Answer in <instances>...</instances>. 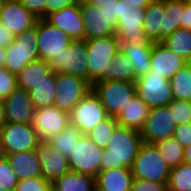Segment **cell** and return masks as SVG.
Returning a JSON list of instances; mask_svg holds the SVG:
<instances>
[{"mask_svg": "<svg viewBox=\"0 0 191 191\" xmlns=\"http://www.w3.org/2000/svg\"><path fill=\"white\" fill-rule=\"evenodd\" d=\"M170 169L154 144L143 143L131 172L134 179L168 182Z\"/></svg>", "mask_w": 191, "mask_h": 191, "instance_id": "obj_5", "label": "cell"}, {"mask_svg": "<svg viewBox=\"0 0 191 191\" xmlns=\"http://www.w3.org/2000/svg\"><path fill=\"white\" fill-rule=\"evenodd\" d=\"M0 137L6 155L34 150L40 142L32 123L7 122L0 129Z\"/></svg>", "mask_w": 191, "mask_h": 191, "instance_id": "obj_9", "label": "cell"}, {"mask_svg": "<svg viewBox=\"0 0 191 191\" xmlns=\"http://www.w3.org/2000/svg\"><path fill=\"white\" fill-rule=\"evenodd\" d=\"M167 186L168 191H191V164L183 162L171 168Z\"/></svg>", "mask_w": 191, "mask_h": 191, "instance_id": "obj_36", "label": "cell"}, {"mask_svg": "<svg viewBox=\"0 0 191 191\" xmlns=\"http://www.w3.org/2000/svg\"><path fill=\"white\" fill-rule=\"evenodd\" d=\"M92 90L105 107L108 116L115 118L136 95V85L133 82H96L92 85Z\"/></svg>", "mask_w": 191, "mask_h": 191, "instance_id": "obj_4", "label": "cell"}, {"mask_svg": "<svg viewBox=\"0 0 191 191\" xmlns=\"http://www.w3.org/2000/svg\"><path fill=\"white\" fill-rule=\"evenodd\" d=\"M82 136L83 134L78 128L69 124L66 129L50 137L47 142L63 155L69 157Z\"/></svg>", "mask_w": 191, "mask_h": 191, "instance_id": "obj_32", "label": "cell"}, {"mask_svg": "<svg viewBox=\"0 0 191 191\" xmlns=\"http://www.w3.org/2000/svg\"><path fill=\"white\" fill-rule=\"evenodd\" d=\"M168 106L177 126L191 122V102L173 99Z\"/></svg>", "mask_w": 191, "mask_h": 191, "instance_id": "obj_39", "label": "cell"}, {"mask_svg": "<svg viewBox=\"0 0 191 191\" xmlns=\"http://www.w3.org/2000/svg\"><path fill=\"white\" fill-rule=\"evenodd\" d=\"M182 14L181 28L191 30V6L187 5L184 0V10Z\"/></svg>", "mask_w": 191, "mask_h": 191, "instance_id": "obj_48", "label": "cell"}, {"mask_svg": "<svg viewBox=\"0 0 191 191\" xmlns=\"http://www.w3.org/2000/svg\"><path fill=\"white\" fill-rule=\"evenodd\" d=\"M52 186L57 191H94L96 188L94 177L72 171L59 177Z\"/></svg>", "mask_w": 191, "mask_h": 191, "instance_id": "obj_30", "label": "cell"}, {"mask_svg": "<svg viewBox=\"0 0 191 191\" xmlns=\"http://www.w3.org/2000/svg\"><path fill=\"white\" fill-rule=\"evenodd\" d=\"M184 0H164L163 41L181 28Z\"/></svg>", "mask_w": 191, "mask_h": 191, "instance_id": "obj_31", "label": "cell"}, {"mask_svg": "<svg viewBox=\"0 0 191 191\" xmlns=\"http://www.w3.org/2000/svg\"><path fill=\"white\" fill-rule=\"evenodd\" d=\"M14 35L11 31L3 26V23L0 22V46L7 48L14 40Z\"/></svg>", "mask_w": 191, "mask_h": 191, "instance_id": "obj_47", "label": "cell"}, {"mask_svg": "<svg viewBox=\"0 0 191 191\" xmlns=\"http://www.w3.org/2000/svg\"><path fill=\"white\" fill-rule=\"evenodd\" d=\"M144 19L145 9L143 8L126 10L118 18L115 35L120 44H153L144 33Z\"/></svg>", "mask_w": 191, "mask_h": 191, "instance_id": "obj_15", "label": "cell"}, {"mask_svg": "<svg viewBox=\"0 0 191 191\" xmlns=\"http://www.w3.org/2000/svg\"><path fill=\"white\" fill-rule=\"evenodd\" d=\"M154 145L170 168L177 167L184 162V148L173 137L155 142Z\"/></svg>", "mask_w": 191, "mask_h": 191, "instance_id": "obj_35", "label": "cell"}, {"mask_svg": "<svg viewBox=\"0 0 191 191\" xmlns=\"http://www.w3.org/2000/svg\"><path fill=\"white\" fill-rule=\"evenodd\" d=\"M73 4H75L73 0H49L46 3V16Z\"/></svg>", "mask_w": 191, "mask_h": 191, "instance_id": "obj_46", "label": "cell"}, {"mask_svg": "<svg viewBox=\"0 0 191 191\" xmlns=\"http://www.w3.org/2000/svg\"><path fill=\"white\" fill-rule=\"evenodd\" d=\"M3 157H6V154H5L3 144H2V141H1V137H0V158H3Z\"/></svg>", "mask_w": 191, "mask_h": 191, "instance_id": "obj_54", "label": "cell"}, {"mask_svg": "<svg viewBox=\"0 0 191 191\" xmlns=\"http://www.w3.org/2000/svg\"><path fill=\"white\" fill-rule=\"evenodd\" d=\"M162 43L186 62L191 56V30L177 29Z\"/></svg>", "mask_w": 191, "mask_h": 191, "instance_id": "obj_33", "label": "cell"}, {"mask_svg": "<svg viewBox=\"0 0 191 191\" xmlns=\"http://www.w3.org/2000/svg\"><path fill=\"white\" fill-rule=\"evenodd\" d=\"M152 47L153 44H120V51L132 62L136 77L150 71Z\"/></svg>", "mask_w": 191, "mask_h": 191, "instance_id": "obj_26", "label": "cell"}, {"mask_svg": "<svg viewBox=\"0 0 191 191\" xmlns=\"http://www.w3.org/2000/svg\"><path fill=\"white\" fill-rule=\"evenodd\" d=\"M187 62L167 48L162 42H153L150 71L167 80L184 67Z\"/></svg>", "mask_w": 191, "mask_h": 191, "instance_id": "obj_21", "label": "cell"}, {"mask_svg": "<svg viewBox=\"0 0 191 191\" xmlns=\"http://www.w3.org/2000/svg\"><path fill=\"white\" fill-rule=\"evenodd\" d=\"M183 155L184 162L191 164V144L188 147L184 148Z\"/></svg>", "mask_w": 191, "mask_h": 191, "instance_id": "obj_52", "label": "cell"}, {"mask_svg": "<svg viewBox=\"0 0 191 191\" xmlns=\"http://www.w3.org/2000/svg\"><path fill=\"white\" fill-rule=\"evenodd\" d=\"M187 64L191 66V56H190V58L188 59Z\"/></svg>", "mask_w": 191, "mask_h": 191, "instance_id": "obj_59", "label": "cell"}, {"mask_svg": "<svg viewBox=\"0 0 191 191\" xmlns=\"http://www.w3.org/2000/svg\"><path fill=\"white\" fill-rule=\"evenodd\" d=\"M70 124V114L59 108L48 106L35 109L32 125L40 141H47L57 135Z\"/></svg>", "mask_w": 191, "mask_h": 191, "instance_id": "obj_14", "label": "cell"}, {"mask_svg": "<svg viewBox=\"0 0 191 191\" xmlns=\"http://www.w3.org/2000/svg\"><path fill=\"white\" fill-rule=\"evenodd\" d=\"M88 64V83L92 86L98 82L112 61L120 51V42L115 36L93 38L85 40Z\"/></svg>", "mask_w": 191, "mask_h": 191, "instance_id": "obj_2", "label": "cell"}, {"mask_svg": "<svg viewBox=\"0 0 191 191\" xmlns=\"http://www.w3.org/2000/svg\"><path fill=\"white\" fill-rule=\"evenodd\" d=\"M144 141L141 133L118 125L101 157V170L131 168Z\"/></svg>", "mask_w": 191, "mask_h": 191, "instance_id": "obj_1", "label": "cell"}, {"mask_svg": "<svg viewBox=\"0 0 191 191\" xmlns=\"http://www.w3.org/2000/svg\"><path fill=\"white\" fill-rule=\"evenodd\" d=\"M168 182L133 179L130 191H168Z\"/></svg>", "mask_w": 191, "mask_h": 191, "instance_id": "obj_43", "label": "cell"}, {"mask_svg": "<svg viewBox=\"0 0 191 191\" xmlns=\"http://www.w3.org/2000/svg\"><path fill=\"white\" fill-rule=\"evenodd\" d=\"M17 88L16 75L5 67L0 69V99L7 98Z\"/></svg>", "mask_w": 191, "mask_h": 191, "instance_id": "obj_41", "label": "cell"}, {"mask_svg": "<svg viewBox=\"0 0 191 191\" xmlns=\"http://www.w3.org/2000/svg\"><path fill=\"white\" fill-rule=\"evenodd\" d=\"M37 18L18 0H5L0 12V22L14 36L32 28Z\"/></svg>", "mask_w": 191, "mask_h": 191, "instance_id": "obj_18", "label": "cell"}, {"mask_svg": "<svg viewBox=\"0 0 191 191\" xmlns=\"http://www.w3.org/2000/svg\"><path fill=\"white\" fill-rule=\"evenodd\" d=\"M103 149L99 148L87 135H83L68 157L70 170L96 177L101 171Z\"/></svg>", "mask_w": 191, "mask_h": 191, "instance_id": "obj_11", "label": "cell"}, {"mask_svg": "<svg viewBox=\"0 0 191 191\" xmlns=\"http://www.w3.org/2000/svg\"><path fill=\"white\" fill-rule=\"evenodd\" d=\"M126 1L131 6V9H138V8L145 9L152 0H126Z\"/></svg>", "mask_w": 191, "mask_h": 191, "instance_id": "obj_49", "label": "cell"}, {"mask_svg": "<svg viewBox=\"0 0 191 191\" xmlns=\"http://www.w3.org/2000/svg\"><path fill=\"white\" fill-rule=\"evenodd\" d=\"M164 0H152L145 8L143 30L151 42L163 41Z\"/></svg>", "mask_w": 191, "mask_h": 191, "instance_id": "obj_25", "label": "cell"}, {"mask_svg": "<svg viewBox=\"0 0 191 191\" xmlns=\"http://www.w3.org/2000/svg\"><path fill=\"white\" fill-rule=\"evenodd\" d=\"M118 122L115 117H108L104 121L97 124L86 135L91 141H93L99 148L105 149L110 137L118 126Z\"/></svg>", "mask_w": 191, "mask_h": 191, "instance_id": "obj_37", "label": "cell"}, {"mask_svg": "<svg viewBox=\"0 0 191 191\" xmlns=\"http://www.w3.org/2000/svg\"><path fill=\"white\" fill-rule=\"evenodd\" d=\"M79 7L85 24V40L115 36L117 25L99 7L86 2Z\"/></svg>", "mask_w": 191, "mask_h": 191, "instance_id": "obj_19", "label": "cell"}, {"mask_svg": "<svg viewBox=\"0 0 191 191\" xmlns=\"http://www.w3.org/2000/svg\"><path fill=\"white\" fill-rule=\"evenodd\" d=\"M133 179L128 167L101 170L95 177V187L100 191H130Z\"/></svg>", "mask_w": 191, "mask_h": 191, "instance_id": "obj_22", "label": "cell"}, {"mask_svg": "<svg viewBox=\"0 0 191 191\" xmlns=\"http://www.w3.org/2000/svg\"><path fill=\"white\" fill-rule=\"evenodd\" d=\"M85 40H73L67 51L51 58L48 63L53 72L67 73L88 82V64Z\"/></svg>", "mask_w": 191, "mask_h": 191, "instance_id": "obj_8", "label": "cell"}, {"mask_svg": "<svg viewBox=\"0 0 191 191\" xmlns=\"http://www.w3.org/2000/svg\"><path fill=\"white\" fill-rule=\"evenodd\" d=\"M105 107L93 90H90L70 113V124L86 135L97 124L108 118Z\"/></svg>", "mask_w": 191, "mask_h": 191, "instance_id": "obj_10", "label": "cell"}, {"mask_svg": "<svg viewBox=\"0 0 191 191\" xmlns=\"http://www.w3.org/2000/svg\"><path fill=\"white\" fill-rule=\"evenodd\" d=\"M133 64L121 51L112 58L108 70L104 71L102 78L98 82L124 81L133 82L136 80Z\"/></svg>", "mask_w": 191, "mask_h": 191, "instance_id": "obj_27", "label": "cell"}, {"mask_svg": "<svg viewBox=\"0 0 191 191\" xmlns=\"http://www.w3.org/2000/svg\"><path fill=\"white\" fill-rule=\"evenodd\" d=\"M52 183L43 177H33L20 180L15 188V191H48Z\"/></svg>", "mask_w": 191, "mask_h": 191, "instance_id": "obj_40", "label": "cell"}, {"mask_svg": "<svg viewBox=\"0 0 191 191\" xmlns=\"http://www.w3.org/2000/svg\"><path fill=\"white\" fill-rule=\"evenodd\" d=\"M6 121L10 123H32L35 107L29 91L17 87L7 98L3 99Z\"/></svg>", "mask_w": 191, "mask_h": 191, "instance_id": "obj_20", "label": "cell"}, {"mask_svg": "<svg viewBox=\"0 0 191 191\" xmlns=\"http://www.w3.org/2000/svg\"><path fill=\"white\" fill-rule=\"evenodd\" d=\"M6 157L19 181L33 177H43L35 149L6 155Z\"/></svg>", "mask_w": 191, "mask_h": 191, "instance_id": "obj_24", "label": "cell"}, {"mask_svg": "<svg viewBox=\"0 0 191 191\" xmlns=\"http://www.w3.org/2000/svg\"><path fill=\"white\" fill-rule=\"evenodd\" d=\"M4 1H5V0H0V12H1L2 5H3Z\"/></svg>", "mask_w": 191, "mask_h": 191, "instance_id": "obj_56", "label": "cell"}, {"mask_svg": "<svg viewBox=\"0 0 191 191\" xmlns=\"http://www.w3.org/2000/svg\"><path fill=\"white\" fill-rule=\"evenodd\" d=\"M21 2L37 19L46 17V3L49 0H18Z\"/></svg>", "mask_w": 191, "mask_h": 191, "instance_id": "obj_44", "label": "cell"}, {"mask_svg": "<svg viewBox=\"0 0 191 191\" xmlns=\"http://www.w3.org/2000/svg\"><path fill=\"white\" fill-rule=\"evenodd\" d=\"M18 182L7 157L0 158V187L6 191H15Z\"/></svg>", "mask_w": 191, "mask_h": 191, "instance_id": "obj_38", "label": "cell"}, {"mask_svg": "<svg viewBox=\"0 0 191 191\" xmlns=\"http://www.w3.org/2000/svg\"><path fill=\"white\" fill-rule=\"evenodd\" d=\"M7 123L5 116V105L3 99H0V129Z\"/></svg>", "mask_w": 191, "mask_h": 191, "instance_id": "obj_50", "label": "cell"}, {"mask_svg": "<svg viewBox=\"0 0 191 191\" xmlns=\"http://www.w3.org/2000/svg\"><path fill=\"white\" fill-rule=\"evenodd\" d=\"M44 20L65 32L72 40H85V24L79 4L48 14Z\"/></svg>", "mask_w": 191, "mask_h": 191, "instance_id": "obj_17", "label": "cell"}, {"mask_svg": "<svg viewBox=\"0 0 191 191\" xmlns=\"http://www.w3.org/2000/svg\"><path fill=\"white\" fill-rule=\"evenodd\" d=\"M37 23L30 29L14 37L13 42L5 48L6 59L4 67L13 74H17L26 65L39 58Z\"/></svg>", "mask_w": 191, "mask_h": 191, "instance_id": "obj_3", "label": "cell"}, {"mask_svg": "<svg viewBox=\"0 0 191 191\" xmlns=\"http://www.w3.org/2000/svg\"><path fill=\"white\" fill-rule=\"evenodd\" d=\"M100 9L117 25L118 18L126 10H132L126 0H118L116 3L100 4Z\"/></svg>", "mask_w": 191, "mask_h": 191, "instance_id": "obj_42", "label": "cell"}, {"mask_svg": "<svg viewBox=\"0 0 191 191\" xmlns=\"http://www.w3.org/2000/svg\"><path fill=\"white\" fill-rule=\"evenodd\" d=\"M136 95L152 109L169 105L173 101L170 80L153 74L152 71L141 75L135 80Z\"/></svg>", "mask_w": 191, "mask_h": 191, "instance_id": "obj_6", "label": "cell"}, {"mask_svg": "<svg viewBox=\"0 0 191 191\" xmlns=\"http://www.w3.org/2000/svg\"><path fill=\"white\" fill-rule=\"evenodd\" d=\"M48 191H57V190L53 186H51Z\"/></svg>", "mask_w": 191, "mask_h": 191, "instance_id": "obj_58", "label": "cell"}, {"mask_svg": "<svg viewBox=\"0 0 191 191\" xmlns=\"http://www.w3.org/2000/svg\"><path fill=\"white\" fill-rule=\"evenodd\" d=\"M173 138L177 140L183 148L191 144V122L176 126Z\"/></svg>", "mask_w": 191, "mask_h": 191, "instance_id": "obj_45", "label": "cell"}, {"mask_svg": "<svg viewBox=\"0 0 191 191\" xmlns=\"http://www.w3.org/2000/svg\"><path fill=\"white\" fill-rule=\"evenodd\" d=\"M42 168L43 178L54 183L70 170L68 157L63 155L47 141H40L35 149Z\"/></svg>", "mask_w": 191, "mask_h": 191, "instance_id": "obj_16", "label": "cell"}, {"mask_svg": "<svg viewBox=\"0 0 191 191\" xmlns=\"http://www.w3.org/2000/svg\"><path fill=\"white\" fill-rule=\"evenodd\" d=\"M87 0H73L75 4H84Z\"/></svg>", "mask_w": 191, "mask_h": 191, "instance_id": "obj_55", "label": "cell"}, {"mask_svg": "<svg viewBox=\"0 0 191 191\" xmlns=\"http://www.w3.org/2000/svg\"><path fill=\"white\" fill-rule=\"evenodd\" d=\"M186 4L191 6V0H185Z\"/></svg>", "mask_w": 191, "mask_h": 191, "instance_id": "obj_57", "label": "cell"}, {"mask_svg": "<svg viewBox=\"0 0 191 191\" xmlns=\"http://www.w3.org/2000/svg\"><path fill=\"white\" fill-rule=\"evenodd\" d=\"M176 126L168 105L152 108L140 132L142 140L144 143L154 144L173 137Z\"/></svg>", "mask_w": 191, "mask_h": 191, "instance_id": "obj_13", "label": "cell"}, {"mask_svg": "<svg viewBox=\"0 0 191 191\" xmlns=\"http://www.w3.org/2000/svg\"><path fill=\"white\" fill-rule=\"evenodd\" d=\"M55 85V72L51 71L29 91L35 109L54 105Z\"/></svg>", "mask_w": 191, "mask_h": 191, "instance_id": "obj_29", "label": "cell"}, {"mask_svg": "<svg viewBox=\"0 0 191 191\" xmlns=\"http://www.w3.org/2000/svg\"><path fill=\"white\" fill-rule=\"evenodd\" d=\"M5 59H6L5 48L3 46H0V69L4 68Z\"/></svg>", "mask_w": 191, "mask_h": 191, "instance_id": "obj_53", "label": "cell"}, {"mask_svg": "<svg viewBox=\"0 0 191 191\" xmlns=\"http://www.w3.org/2000/svg\"><path fill=\"white\" fill-rule=\"evenodd\" d=\"M56 92L54 106L69 114L82 98L92 90V86L85 80L67 73L55 72Z\"/></svg>", "mask_w": 191, "mask_h": 191, "instance_id": "obj_7", "label": "cell"}, {"mask_svg": "<svg viewBox=\"0 0 191 191\" xmlns=\"http://www.w3.org/2000/svg\"><path fill=\"white\" fill-rule=\"evenodd\" d=\"M150 108L137 95H135L124 110L116 117L120 126L141 132L148 117Z\"/></svg>", "mask_w": 191, "mask_h": 191, "instance_id": "obj_23", "label": "cell"}, {"mask_svg": "<svg viewBox=\"0 0 191 191\" xmlns=\"http://www.w3.org/2000/svg\"><path fill=\"white\" fill-rule=\"evenodd\" d=\"M51 71L52 69L47 61L38 59L31 62L16 74L17 87L30 91Z\"/></svg>", "mask_w": 191, "mask_h": 191, "instance_id": "obj_28", "label": "cell"}, {"mask_svg": "<svg viewBox=\"0 0 191 191\" xmlns=\"http://www.w3.org/2000/svg\"><path fill=\"white\" fill-rule=\"evenodd\" d=\"M37 34L39 58L47 62L67 51L73 41L65 32L50 25L44 19L37 20Z\"/></svg>", "mask_w": 191, "mask_h": 191, "instance_id": "obj_12", "label": "cell"}, {"mask_svg": "<svg viewBox=\"0 0 191 191\" xmlns=\"http://www.w3.org/2000/svg\"><path fill=\"white\" fill-rule=\"evenodd\" d=\"M173 99L191 102V66L186 64L170 79Z\"/></svg>", "mask_w": 191, "mask_h": 191, "instance_id": "obj_34", "label": "cell"}, {"mask_svg": "<svg viewBox=\"0 0 191 191\" xmlns=\"http://www.w3.org/2000/svg\"><path fill=\"white\" fill-rule=\"evenodd\" d=\"M118 0H87L86 3L99 7L100 4L116 3Z\"/></svg>", "mask_w": 191, "mask_h": 191, "instance_id": "obj_51", "label": "cell"}]
</instances>
